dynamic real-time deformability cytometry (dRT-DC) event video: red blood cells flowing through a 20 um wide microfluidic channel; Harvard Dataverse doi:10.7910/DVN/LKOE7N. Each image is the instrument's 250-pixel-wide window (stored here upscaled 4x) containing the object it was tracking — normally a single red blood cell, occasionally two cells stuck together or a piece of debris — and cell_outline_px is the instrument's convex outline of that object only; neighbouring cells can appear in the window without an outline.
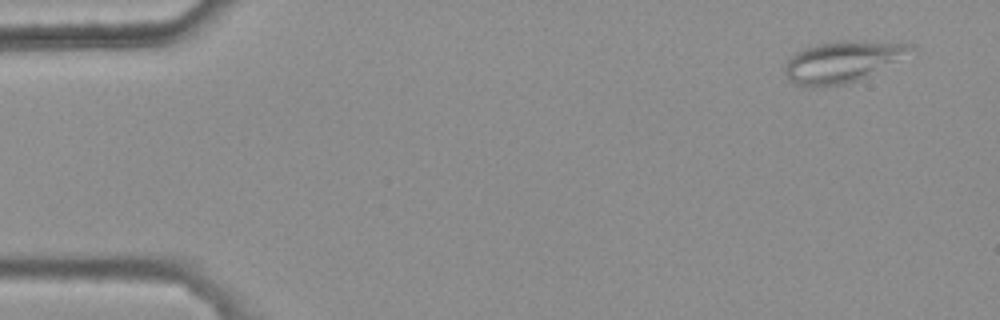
{"species": "common noctule bat (a hibernating species)", "species_latin": "Nyctalus noctula", "temperature_condition": "warm", "stored_images_in_passage": 4, "camera_frame_rate_fps": 3000, "um_per_image_px": 0.085, "animal": {"sex": "female", "body_mass_g": 25.1}, "frame": {"image": 1, "passage_image": 1, "time_ms": 0.0, "image_size_px": [1000, 320], "cell_outline_px": [[916, 52], [868, 76], [844, 84], [812, 88], [796, 84], [788, 80], [784, 72], [784, 64], [796, 52], [804, 48], [816, 44], [836, 40], [864, 40], [912, 44], [916, 48]], "centroid_in_image_um": [71.64, 5.23], "position_along_channel_um": 13.4, "area_um2": 30.87}}